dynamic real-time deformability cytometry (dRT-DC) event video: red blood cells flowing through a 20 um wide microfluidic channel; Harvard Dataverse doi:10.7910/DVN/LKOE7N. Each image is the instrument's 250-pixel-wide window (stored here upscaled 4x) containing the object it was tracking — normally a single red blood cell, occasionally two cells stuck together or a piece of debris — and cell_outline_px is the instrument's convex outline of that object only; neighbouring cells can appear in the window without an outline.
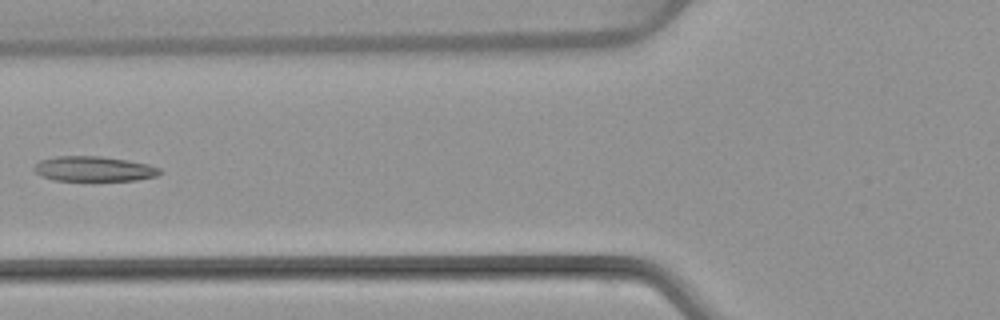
{"species": "common noctule bat (a hibernating species)", "species_latin": "Nyctalus noctula", "temperature_condition": "warm", "stored_images_in_passage": 5, "camera_frame_rate_fps": 3000, "um_per_image_px": 0.085, "animal": {"sex": "female", "body_mass_g": 22.7, "forearm_length_mm": 54.2}, "frame": {"image": 1, "passage_image": 5, "time_ms": 6.0, "image_size_px": [1000, 320], "cell_outline_px": [[164, 172], [156, 176], [136, 180], [52, 180], [40, 176], [32, 168], [40, 160], [56, 156], [100, 156], [128, 160], [148, 164], [160, 168]], "centroid_in_image_um": [7.98, 14.35], "position_along_channel_um": 117.8, "area_um2": 18.38}}